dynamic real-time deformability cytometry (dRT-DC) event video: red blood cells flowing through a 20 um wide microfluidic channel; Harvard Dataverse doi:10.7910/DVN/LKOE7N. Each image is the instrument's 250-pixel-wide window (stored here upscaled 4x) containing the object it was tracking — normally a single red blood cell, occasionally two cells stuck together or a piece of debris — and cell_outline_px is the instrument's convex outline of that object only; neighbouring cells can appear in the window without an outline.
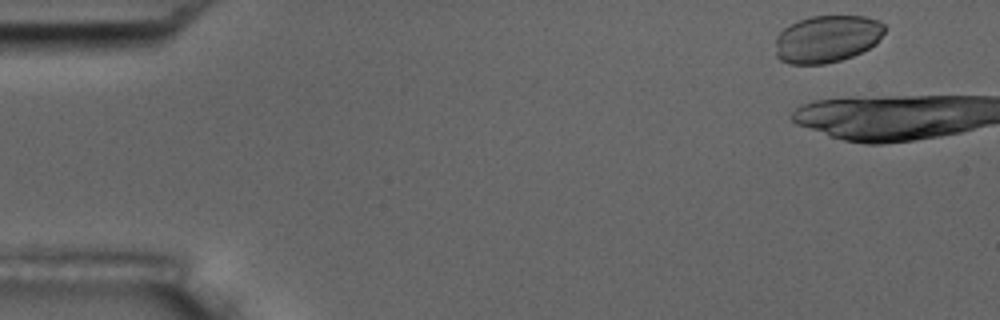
{"species": "common noctule bat (a hibernating species)", "species_latin": "Nyctalus noctula", "temperature_condition": "room temperature", "stored_images_in_passage": 2, "camera_frame_rate_fps": 3000, "um_per_image_px": 0.085, "animal": {"sex": "male", "body_mass_g": 17.5, "forearm_length_mm": 52.3}, "frame": {"image": 1, "passage_image": 1, "time_ms": 0.0, "image_size_px": [1000, 320], "cell_outline_px": [[884, 32], [876, 44], [852, 56], [840, 60], [824, 64], [788, 64], [780, 60], [776, 56], [776, 36], [788, 24], [812, 16], [864, 16], [880, 20], [884, 24]], "centroid_in_image_um": [70.29, 3.3], "position_along_channel_um": 14.7, "area_um2": 30.17}}